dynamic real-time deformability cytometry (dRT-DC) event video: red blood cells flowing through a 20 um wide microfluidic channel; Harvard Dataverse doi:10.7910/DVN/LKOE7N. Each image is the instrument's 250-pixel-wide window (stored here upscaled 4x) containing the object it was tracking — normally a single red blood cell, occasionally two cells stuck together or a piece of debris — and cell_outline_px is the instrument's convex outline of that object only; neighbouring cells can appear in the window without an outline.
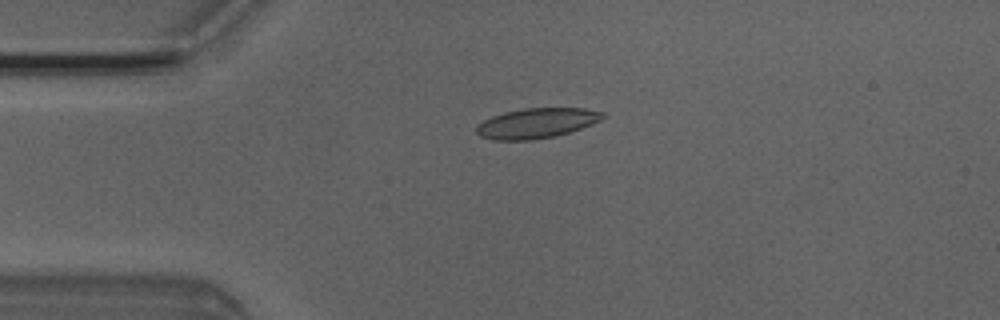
{"species": "Egyptian fruit bat (a non-hibernating species)", "species_latin": "Rousettus aegyptiacus", "temperature_condition": "room temperature", "stored_images_in_passage": 6, "camera_frame_rate_fps": 3000, "um_per_image_px": 0.085, "animal": {"sex": "male"}, "frame": {"image": 1, "passage_image": 4, "time_ms": 1.0, "image_size_px": [1000, 320], "cell_outline_px": [[608, 116], [592, 124], [556, 136], [532, 140], [496, 140], [480, 136], [476, 132], [476, 124], [492, 116], [504, 112], [524, 108], [584, 108], [604, 112]], "centroid_in_image_um": [45.61, 10.46], "position_along_channel_um": 39.4, "area_um2": 22.2}}